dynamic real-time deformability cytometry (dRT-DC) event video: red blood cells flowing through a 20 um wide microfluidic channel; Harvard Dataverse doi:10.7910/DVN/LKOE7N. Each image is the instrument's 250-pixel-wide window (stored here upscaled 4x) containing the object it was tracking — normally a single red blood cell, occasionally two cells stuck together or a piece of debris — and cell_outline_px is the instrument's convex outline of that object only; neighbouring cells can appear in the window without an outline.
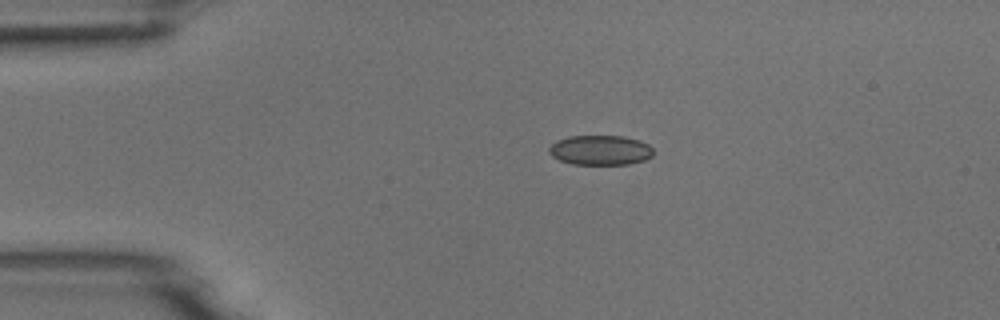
{"species": "common noctule bat (a hibernating species)", "species_latin": "Nyctalus noctula", "temperature_condition": "room temperature", "stored_images_in_passage": 3, "camera_frame_rate_fps": 3000, "um_per_image_px": 0.085, "animal": {"sex": "male", "body_mass_g": 18.8}, "frame": {"image": 1, "passage_image": 1, "time_ms": 0.0, "image_size_px": [1000, 320], "cell_outline_px": [[652, 156], [644, 160], [628, 164], [572, 164], [560, 160], [552, 156], [548, 152], [548, 148], [556, 140], [568, 136], [624, 136], [640, 140], [648, 144], [652, 148]], "centroid_in_image_um": [51.01, 12.75], "position_along_channel_um": 34.0, "area_um2": 18.15}}
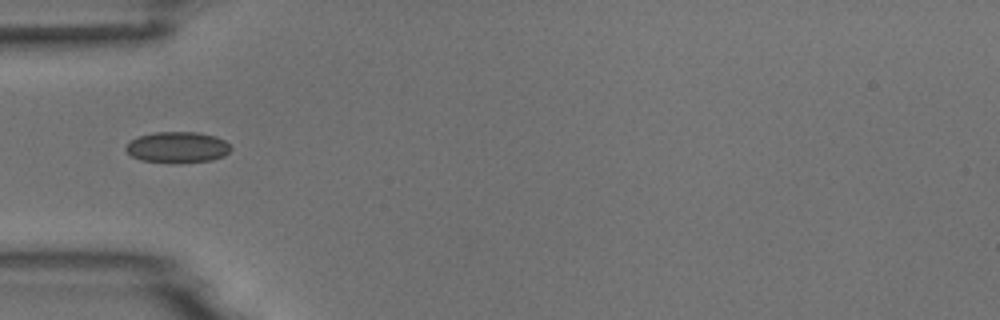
{"frame": {"image": 2, "passage_image": 3, "time_ms": 2.0, "image_size_px": [1000, 320], "cell_outline_px": [[232, 148], [224, 156], [212, 160], [180, 164], [140, 160], [132, 156], [124, 148], [136, 136], [152, 132], [200, 132], [216, 136], [224, 140]], "centroid_in_image_um": [15.09, 12.52], "position_along_channel_um": 69.9, "area_um2": 19.31}}